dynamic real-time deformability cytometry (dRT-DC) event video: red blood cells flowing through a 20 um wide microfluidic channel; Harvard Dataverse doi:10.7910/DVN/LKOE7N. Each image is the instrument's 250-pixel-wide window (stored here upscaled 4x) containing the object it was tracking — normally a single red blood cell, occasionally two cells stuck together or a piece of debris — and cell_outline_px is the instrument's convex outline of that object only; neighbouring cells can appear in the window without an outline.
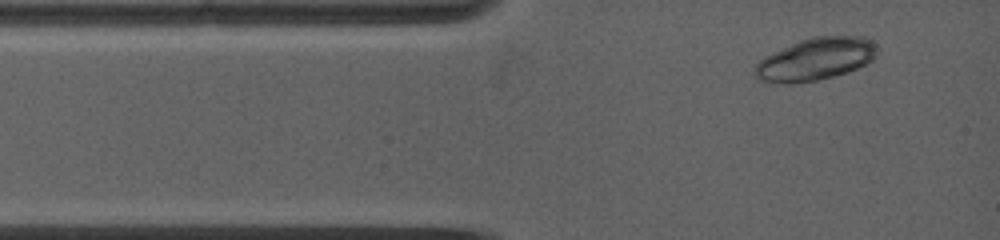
{"species": "common noctule bat (a hibernating species)", "species_latin": "Nyctalus noctula", "temperature_condition": "warm", "stored_images_in_passage": 32, "camera_frame_rate_fps": 5000, "um_per_image_px": 0.085, "animal": {"sex": "female", "body_mass_g": 19.0, "forearm_length_mm": 53.3}, "frame": {"image": 1, "passage_image": 1, "time_ms": 0.0, "image_size_px": [1000, 240], "cell_outline_px": [[880, 48], [876, 56], [872, 60], [848, 72], [816, 80], [788, 84], [776, 84], [760, 80], [752, 72], [756, 64], [764, 56], [772, 52], [800, 40], [812, 36], [864, 36], [872, 40]], "centroid_in_image_um": [69.32, 5.02], "position_along_channel_um": 15.7, "area_um2": 30.52}}
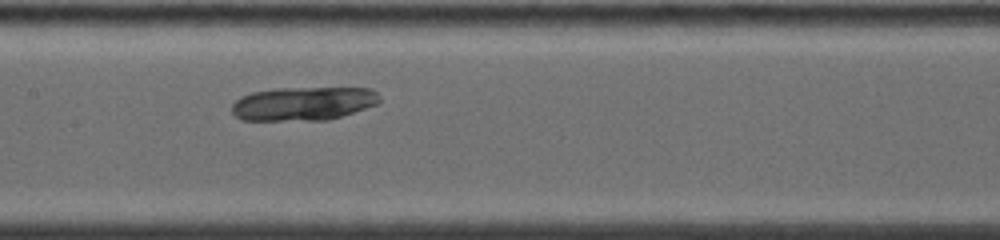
{"frame": {"image": 2, "passage_image": 15, "time_ms": 5.0, "image_size_px": [1000, 240], "cell_outline_px": [[380, 100], [376, 104], [328, 120], [244, 120], [236, 116], [232, 112], [232, 104], [240, 96], [252, 92], [276, 88], [372, 88], [380, 96]], "centroid_in_image_um": [25.75, 8.79], "position_along_channel_um": 181.6, "area_um2": 28.84}}
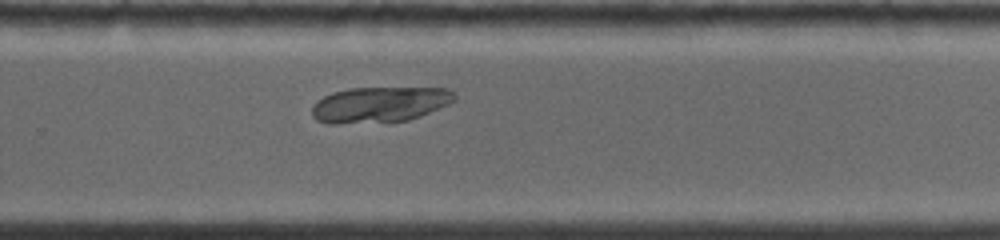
{"frame": {"image": 3, "passage_image": 25, "time_ms": 8.0, "image_size_px": [1000, 240], "cell_outline_px": [[456, 100], [448, 104], [420, 116], [408, 120], [340, 124], [328, 124], [316, 120], [312, 116], [312, 104], [316, 100], [332, 92], [348, 88], [448, 88], [456, 96]], "centroid_in_image_um": [32.22, 8.88], "position_along_channel_um": 297.6, "area_um2": 29.71}}